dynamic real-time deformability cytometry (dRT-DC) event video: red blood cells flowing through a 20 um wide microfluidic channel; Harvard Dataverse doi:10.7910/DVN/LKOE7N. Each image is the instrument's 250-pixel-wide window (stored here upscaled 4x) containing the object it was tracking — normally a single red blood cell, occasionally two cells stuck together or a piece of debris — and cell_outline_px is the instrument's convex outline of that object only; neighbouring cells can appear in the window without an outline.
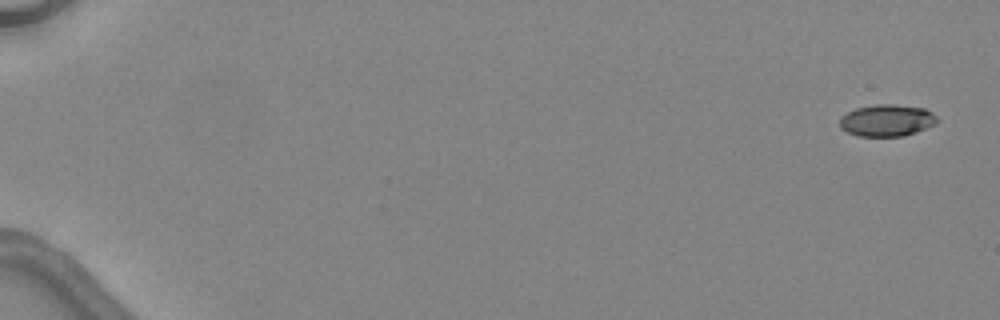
{"species": "common noctule bat (a hibernating species)", "species_latin": "Nyctalus noctula", "temperature_condition": "warm", "stored_images_in_passage": 6, "camera_frame_rate_fps": 3000, "um_per_image_px": 0.085, "animal": {"sex": "female", "body_mass_g": 24.6, "forearm_length_mm": 56.2}, "frame": {"image": 1, "passage_image": 6, "time_ms": 6.0, "image_size_px": [1000, 320], "cell_outline_px": [[936, 124], [916, 132], [904, 136], [860, 136], [848, 132], [840, 128], [840, 116], [856, 108], [876, 104], [896, 104], [924, 108], [932, 112], [936, 116]], "centroid_in_image_um": [75.38, 10.23], "position_along_channel_um": 9.6, "area_um2": 18.09}}